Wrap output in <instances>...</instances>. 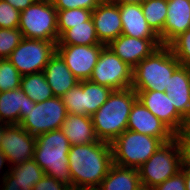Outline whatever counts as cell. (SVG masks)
Here are the masks:
<instances>
[{"label":"cell","instance_id":"cell-1","mask_svg":"<svg viewBox=\"0 0 190 190\" xmlns=\"http://www.w3.org/2000/svg\"><path fill=\"white\" fill-rule=\"evenodd\" d=\"M72 190L97 189L113 165L111 144L97 141L70 147Z\"/></svg>","mask_w":190,"mask_h":190},{"label":"cell","instance_id":"cell-2","mask_svg":"<svg viewBox=\"0 0 190 190\" xmlns=\"http://www.w3.org/2000/svg\"><path fill=\"white\" fill-rule=\"evenodd\" d=\"M136 100L137 93L132 87L111 92L107 101L91 116L99 141L111 144L127 130L129 114Z\"/></svg>","mask_w":190,"mask_h":190},{"label":"cell","instance_id":"cell-3","mask_svg":"<svg viewBox=\"0 0 190 190\" xmlns=\"http://www.w3.org/2000/svg\"><path fill=\"white\" fill-rule=\"evenodd\" d=\"M70 142L62 129L49 131L36 137L33 160L46 175L66 184L72 190L68 153Z\"/></svg>","mask_w":190,"mask_h":190},{"label":"cell","instance_id":"cell-4","mask_svg":"<svg viewBox=\"0 0 190 190\" xmlns=\"http://www.w3.org/2000/svg\"><path fill=\"white\" fill-rule=\"evenodd\" d=\"M180 65L171 49L161 46L133 68L131 87L135 91L165 92L170 77Z\"/></svg>","mask_w":190,"mask_h":190},{"label":"cell","instance_id":"cell-5","mask_svg":"<svg viewBox=\"0 0 190 190\" xmlns=\"http://www.w3.org/2000/svg\"><path fill=\"white\" fill-rule=\"evenodd\" d=\"M163 143L159 138L125 130L111 143L113 164L138 169Z\"/></svg>","mask_w":190,"mask_h":190},{"label":"cell","instance_id":"cell-6","mask_svg":"<svg viewBox=\"0 0 190 190\" xmlns=\"http://www.w3.org/2000/svg\"><path fill=\"white\" fill-rule=\"evenodd\" d=\"M18 29L23 38L58 42L57 9L51 0H36L22 10Z\"/></svg>","mask_w":190,"mask_h":190},{"label":"cell","instance_id":"cell-7","mask_svg":"<svg viewBox=\"0 0 190 190\" xmlns=\"http://www.w3.org/2000/svg\"><path fill=\"white\" fill-rule=\"evenodd\" d=\"M137 170L141 185L148 188H154L181 171L180 153L175 139L163 143Z\"/></svg>","mask_w":190,"mask_h":190},{"label":"cell","instance_id":"cell-8","mask_svg":"<svg viewBox=\"0 0 190 190\" xmlns=\"http://www.w3.org/2000/svg\"><path fill=\"white\" fill-rule=\"evenodd\" d=\"M67 114L62 98L54 96L31 106L26 112V118L19 125L37 137L40 134L61 129Z\"/></svg>","mask_w":190,"mask_h":190},{"label":"cell","instance_id":"cell-9","mask_svg":"<svg viewBox=\"0 0 190 190\" xmlns=\"http://www.w3.org/2000/svg\"><path fill=\"white\" fill-rule=\"evenodd\" d=\"M54 41L23 38L8 57L21 75L42 72L56 52Z\"/></svg>","mask_w":190,"mask_h":190},{"label":"cell","instance_id":"cell-10","mask_svg":"<svg viewBox=\"0 0 190 190\" xmlns=\"http://www.w3.org/2000/svg\"><path fill=\"white\" fill-rule=\"evenodd\" d=\"M132 72V67L123 62L108 46H105L89 81L112 90H123L131 87Z\"/></svg>","mask_w":190,"mask_h":190},{"label":"cell","instance_id":"cell-11","mask_svg":"<svg viewBox=\"0 0 190 190\" xmlns=\"http://www.w3.org/2000/svg\"><path fill=\"white\" fill-rule=\"evenodd\" d=\"M106 45H56V52L78 80H89Z\"/></svg>","mask_w":190,"mask_h":190},{"label":"cell","instance_id":"cell-12","mask_svg":"<svg viewBox=\"0 0 190 190\" xmlns=\"http://www.w3.org/2000/svg\"><path fill=\"white\" fill-rule=\"evenodd\" d=\"M36 136L31 135L19 124L7 125L4 129L0 149L12 167L33 159Z\"/></svg>","mask_w":190,"mask_h":190},{"label":"cell","instance_id":"cell-13","mask_svg":"<svg viewBox=\"0 0 190 190\" xmlns=\"http://www.w3.org/2000/svg\"><path fill=\"white\" fill-rule=\"evenodd\" d=\"M137 99L174 134L188 127V122L177 112L166 92L136 91Z\"/></svg>","mask_w":190,"mask_h":190},{"label":"cell","instance_id":"cell-14","mask_svg":"<svg viewBox=\"0 0 190 190\" xmlns=\"http://www.w3.org/2000/svg\"><path fill=\"white\" fill-rule=\"evenodd\" d=\"M123 62L134 68L162 44L159 38H135L121 34L107 45Z\"/></svg>","mask_w":190,"mask_h":190},{"label":"cell","instance_id":"cell-15","mask_svg":"<svg viewBox=\"0 0 190 190\" xmlns=\"http://www.w3.org/2000/svg\"><path fill=\"white\" fill-rule=\"evenodd\" d=\"M127 130L161 139L164 143L174 138V133L138 99L132 105Z\"/></svg>","mask_w":190,"mask_h":190},{"label":"cell","instance_id":"cell-16","mask_svg":"<svg viewBox=\"0 0 190 190\" xmlns=\"http://www.w3.org/2000/svg\"><path fill=\"white\" fill-rule=\"evenodd\" d=\"M97 37L101 43L108 45L122 34V22L118 5L99 4L92 11Z\"/></svg>","mask_w":190,"mask_h":190},{"label":"cell","instance_id":"cell-17","mask_svg":"<svg viewBox=\"0 0 190 190\" xmlns=\"http://www.w3.org/2000/svg\"><path fill=\"white\" fill-rule=\"evenodd\" d=\"M165 92L172 99L177 112L190 121V67L180 65L170 77Z\"/></svg>","mask_w":190,"mask_h":190},{"label":"cell","instance_id":"cell-18","mask_svg":"<svg viewBox=\"0 0 190 190\" xmlns=\"http://www.w3.org/2000/svg\"><path fill=\"white\" fill-rule=\"evenodd\" d=\"M21 88L0 93V122L20 124L26 118V112L35 106Z\"/></svg>","mask_w":190,"mask_h":190},{"label":"cell","instance_id":"cell-19","mask_svg":"<svg viewBox=\"0 0 190 190\" xmlns=\"http://www.w3.org/2000/svg\"><path fill=\"white\" fill-rule=\"evenodd\" d=\"M43 72L53 95L56 97H62L80 81L73 75L57 52L49 59Z\"/></svg>","mask_w":190,"mask_h":190},{"label":"cell","instance_id":"cell-20","mask_svg":"<svg viewBox=\"0 0 190 190\" xmlns=\"http://www.w3.org/2000/svg\"><path fill=\"white\" fill-rule=\"evenodd\" d=\"M190 28V0H168L164 46Z\"/></svg>","mask_w":190,"mask_h":190},{"label":"cell","instance_id":"cell-21","mask_svg":"<svg viewBox=\"0 0 190 190\" xmlns=\"http://www.w3.org/2000/svg\"><path fill=\"white\" fill-rule=\"evenodd\" d=\"M122 34L135 38H159L149 27L141 4L120 5Z\"/></svg>","mask_w":190,"mask_h":190},{"label":"cell","instance_id":"cell-22","mask_svg":"<svg viewBox=\"0 0 190 190\" xmlns=\"http://www.w3.org/2000/svg\"><path fill=\"white\" fill-rule=\"evenodd\" d=\"M61 129L71 146L99 141L91 116L68 113Z\"/></svg>","mask_w":190,"mask_h":190},{"label":"cell","instance_id":"cell-23","mask_svg":"<svg viewBox=\"0 0 190 190\" xmlns=\"http://www.w3.org/2000/svg\"><path fill=\"white\" fill-rule=\"evenodd\" d=\"M141 186L138 170L113 164L97 190H136Z\"/></svg>","mask_w":190,"mask_h":190},{"label":"cell","instance_id":"cell-24","mask_svg":"<svg viewBox=\"0 0 190 190\" xmlns=\"http://www.w3.org/2000/svg\"><path fill=\"white\" fill-rule=\"evenodd\" d=\"M99 41L92 17L83 24L70 25L60 37L56 45H95Z\"/></svg>","mask_w":190,"mask_h":190},{"label":"cell","instance_id":"cell-25","mask_svg":"<svg viewBox=\"0 0 190 190\" xmlns=\"http://www.w3.org/2000/svg\"><path fill=\"white\" fill-rule=\"evenodd\" d=\"M141 7L149 27L164 46V25L167 17L168 0H145Z\"/></svg>","mask_w":190,"mask_h":190},{"label":"cell","instance_id":"cell-26","mask_svg":"<svg viewBox=\"0 0 190 190\" xmlns=\"http://www.w3.org/2000/svg\"><path fill=\"white\" fill-rule=\"evenodd\" d=\"M20 88L33 102L36 103H40L54 97L52 89L47 83L43 71L22 75Z\"/></svg>","mask_w":190,"mask_h":190},{"label":"cell","instance_id":"cell-27","mask_svg":"<svg viewBox=\"0 0 190 190\" xmlns=\"http://www.w3.org/2000/svg\"><path fill=\"white\" fill-rule=\"evenodd\" d=\"M79 84L83 88L84 115L92 116L108 99L113 91L89 80H81Z\"/></svg>","mask_w":190,"mask_h":190},{"label":"cell","instance_id":"cell-28","mask_svg":"<svg viewBox=\"0 0 190 190\" xmlns=\"http://www.w3.org/2000/svg\"><path fill=\"white\" fill-rule=\"evenodd\" d=\"M92 17V11L83 8L67 10H57V23L59 37L67 30L70 25L83 24Z\"/></svg>","mask_w":190,"mask_h":190},{"label":"cell","instance_id":"cell-29","mask_svg":"<svg viewBox=\"0 0 190 190\" xmlns=\"http://www.w3.org/2000/svg\"><path fill=\"white\" fill-rule=\"evenodd\" d=\"M9 172L16 177L18 181L35 184L45 175L44 171L33 159L13 165Z\"/></svg>","mask_w":190,"mask_h":190},{"label":"cell","instance_id":"cell-30","mask_svg":"<svg viewBox=\"0 0 190 190\" xmlns=\"http://www.w3.org/2000/svg\"><path fill=\"white\" fill-rule=\"evenodd\" d=\"M21 76L8 58L0 59V93L20 88Z\"/></svg>","mask_w":190,"mask_h":190},{"label":"cell","instance_id":"cell-31","mask_svg":"<svg viewBox=\"0 0 190 190\" xmlns=\"http://www.w3.org/2000/svg\"><path fill=\"white\" fill-rule=\"evenodd\" d=\"M23 39L18 28H0V59L8 58Z\"/></svg>","mask_w":190,"mask_h":190},{"label":"cell","instance_id":"cell-32","mask_svg":"<svg viewBox=\"0 0 190 190\" xmlns=\"http://www.w3.org/2000/svg\"><path fill=\"white\" fill-rule=\"evenodd\" d=\"M168 47L181 65L190 67V28L176 37Z\"/></svg>","mask_w":190,"mask_h":190},{"label":"cell","instance_id":"cell-33","mask_svg":"<svg viewBox=\"0 0 190 190\" xmlns=\"http://www.w3.org/2000/svg\"><path fill=\"white\" fill-rule=\"evenodd\" d=\"M61 98L69 114L84 115L83 88L79 83Z\"/></svg>","mask_w":190,"mask_h":190},{"label":"cell","instance_id":"cell-34","mask_svg":"<svg viewBox=\"0 0 190 190\" xmlns=\"http://www.w3.org/2000/svg\"><path fill=\"white\" fill-rule=\"evenodd\" d=\"M20 11L16 10L8 2L0 0V28H18Z\"/></svg>","mask_w":190,"mask_h":190},{"label":"cell","instance_id":"cell-35","mask_svg":"<svg viewBox=\"0 0 190 190\" xmlns=\"http://www.w3.org/2000/svg\"><path fill=\"white\" fill-rule=\"evenodd\" d=\"M174 139L179 148L181 169H190V130L183 129L174 135Z\"/></svg>","mask_w":190,"mask_h":190},{"label":"cell","instance_id":"cell-36","mask_svg":"<svg viewBox=\"0 0 190 190\" xmlns=\"http://www.w3.org/2000/svg\"><path fill=\"white\" fill-rule=\"evenodd\" d=\"M57 10L83 8L93 11L99 3L97 0H51Z\"/></svg>","mask_w":190,"mask_h":190},{"label":"cell","instance_id":"cell-37","mask_svg":"<svg viewBox=\"0 0 190 190\" xmlns=\"http://www.w3.org/2000/svg\"><path fill=\"white\" fill-rule=\"evenodd\" d=\"M0 190H32L35 183H24L18 181L10 172H8L3 179L0 181Z\"/></svg>","mask_w":190,"mask_h":190},{"label":"cell","instance_id":"cell-38","mask_svg":"<svg viewBox=\"0 0 190 190\" xmlns=\"http://www.w3.org/2000/svg\"><path fill=\"white\" fill-rule=\"evenodd\" d=\"M153 190H186L184 172L181 170L163 183L152 188Z\"/></svg>","mask_w":190,"mask_h":190},{"label":"cell","instance_id":"cell-39","mask_svg":"<svg viewBox=\"0 0 190 190\" xmlns=\"http://www.w3.org/2000/svg\"><path fill=\"white\" fill-rule=\"evenodd\" d=\"M32 190H71L66 184L50 177L49 175H44L35 185Z\"/></svg>","mask_w":190,"mask_h":190},{"label":"cell","instance_id":"cell-40","mask_svg":"<svg viewBox=\"0 0 190 190\" xmlns=\"http://www.w3.org/2000/svg\"><path fill=\"white\" fill-rule=\"evenodd\" d=\"M13 6L16 10L22 11L32 5L36 0H4Z\"/></svg>","mask_w":190,"mask_h":190},{"label":"cell","instance_id":"cell-41","mask_svg":"<svg viewBox=\"0 0 190 190\" xmlns=\"http://www.w3.org/2000/svg\"><path fill=\"white\" fill-rule=\"evenodd\" d=\"M6 162L8 163V159L6 155L4 154V152L0 149V175L3 174L1 175L0 180H2L3 177L10 171V168H11L10 165L7 166L6 169H3L4 168L3 166L5 165ZM2 171H4V173Z\"/></svg>","mask_w":190,"mask_h":190},{"label":"cell","instance_id":"cell-42","mask_svg":"<svg viewBox=\"0 0 190 190\" xmlns=\"http://www.w3.org/2000/svg\"><path fill=\"white\" fill-rule=\"evenodd\" d=\"M145 0H113L112 4L115 5H126V4H142Z\"/></svg>","mask_w":190,"mask_h":190},{"label":"cell","instance_id":"cell-43","mask_svg":"<svg viewBox=\"0 0 190 190\" xmlns=\"http://www.w3.org/2000/svg\"><path fill=\"white\" fill-rule=\"evenodd\" d=\"M184 172L186 190H190V169H181Z\"/></svg>","mask_w":190,"mask_h":190},{"label":"cell","instance_id":"cell-44","mask_svg":"<svg viewBox=\"0 0 190 190\" xmlns=\"http://www.w3.org/2000/svg\"><path fill=\"white\" fill-rule=\"evenodd\" d=\"M8 124H5L3 122H0V145H1V141L3 139V133H4V129Z\"/></svg>","mask_w":190,"mask_h":190},{"label":"cell","instance_id":"cell-45","mask_svg":"<svg viewBox=\"0 0 190 190\" xmlns=\"http://www.w3.org/2000/svg\"><path fill=\"white\" fill-rule=\"evenodd\" d=\"M99 4L113 3V0H97Z\"/></svg>","mask_w":190,"mask_h":190},{"label":"cell","instance_id":"cell-46","mask_svg":"<svg viewBox=\"0 0 190 190\" xmlns=\"http://www.w3.org/2000/svg\"><path fill=\"white\" fill-rule=\"evenodd\" d=\"M136 190H153L152 188H148L144 185H141L139 188H137Z\"/></svg>","mask_w":190,"mask_h":190},{"label":"cell","instance_id":"cell-47","mask_svg":"<svg viewBox=\"0 0 190 190\" xmlns=\"http://www.w3.org/2000/svg\"><path fill=\"white\" fill-rule=\"evenodd\" d=\"M187 128L190 130V121L188 122V127Z\"/></svg>","mask_w":190,"mask_h":190}]
</instances>
